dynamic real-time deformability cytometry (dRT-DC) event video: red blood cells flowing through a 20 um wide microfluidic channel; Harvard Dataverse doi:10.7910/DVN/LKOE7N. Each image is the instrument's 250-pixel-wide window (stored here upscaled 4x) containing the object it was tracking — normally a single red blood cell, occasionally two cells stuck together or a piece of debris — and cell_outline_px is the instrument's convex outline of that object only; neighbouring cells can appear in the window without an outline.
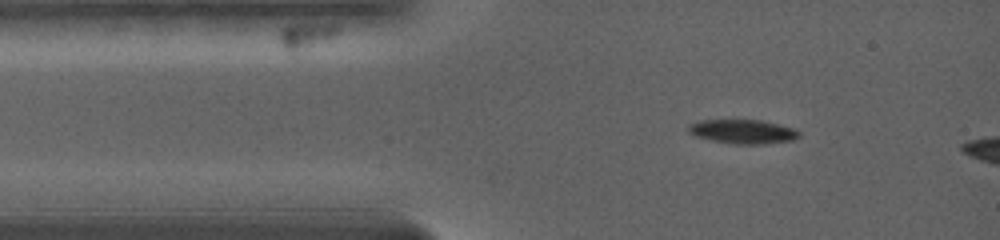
{"species": "common noctule bat (a hibernating species)", "species_latin": "Nyctalus noctula", "temperature_condition": "warm", "stored_images_in_passage": 66, "camera_frame_rate_fps": 5000, "um_per_image_px": 0.085, "animal": {"sex": "female", "body_mass_g": 19.0, "forearm_length_mm": 56.7}, "frame": {"image": 1, "passage_image": 1, "time_ms": 0.0, "image_size_px": [1000, 240], "cell_outline_px": [[800, 136], [792, 140], [764, 144], [732, 144], [712, 140], [696, 136], [688, 132], [688, 128], [692, 124], [700, 120], [760, 120], [792, 128], [800, 132]], "centroid_in_image_um": [63.14, 11.19], "position_along_channel_um": 21.9, "area_um2": 15.32}}
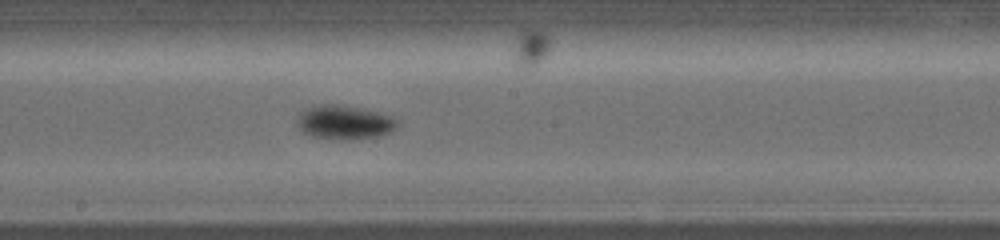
{"frame": {"image": 2, "passage_image": 32, "time_ms": 6.2, "image_size_px": [1000, 240], "cell_outline_px": [[396, 128], [388, 132], [376, 136], [348, 140], [312, 136], [304, 132], [296, 124], [296, 120], [300, 112], [316, 104], [336, 104], [360, 108], [380, 112], [396, 120]], "centroid_in_image_um": [29.21, 10.38], "position_along_channel_um": 219.0, "area_um2": 19.54}}
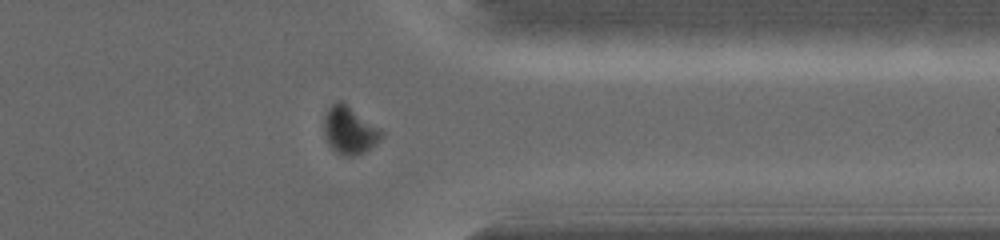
{"frame": {"image": 3, "passage_image": 56, "time_ms": 10.8, "image_size_px": [1000, 240], "cell_outline_px": [[384, 136], [376, 144], [364, 152], [352, 156], [344, 156], [336, 152], [328, 144], [324, 136], [324, 116], [328, 108], [336, 100], [344, 100], [380, 128], [384, 132]], "centroid_in_image_um": [29.72, 11.04], "position_along_channel_um": 381.7, "area_um2": 16.36}, "authors_computed_cell_mechanics": {"area_um2": 17.6579, "velocity_mm_per_s": 3.6085, "shape_relaxation_time_tau1_ms": 1.9351, "shape_relaxation_time_tau2_ms": null, "deformation_change_tau1": 0.138, "deformation_change_tau2": null}}